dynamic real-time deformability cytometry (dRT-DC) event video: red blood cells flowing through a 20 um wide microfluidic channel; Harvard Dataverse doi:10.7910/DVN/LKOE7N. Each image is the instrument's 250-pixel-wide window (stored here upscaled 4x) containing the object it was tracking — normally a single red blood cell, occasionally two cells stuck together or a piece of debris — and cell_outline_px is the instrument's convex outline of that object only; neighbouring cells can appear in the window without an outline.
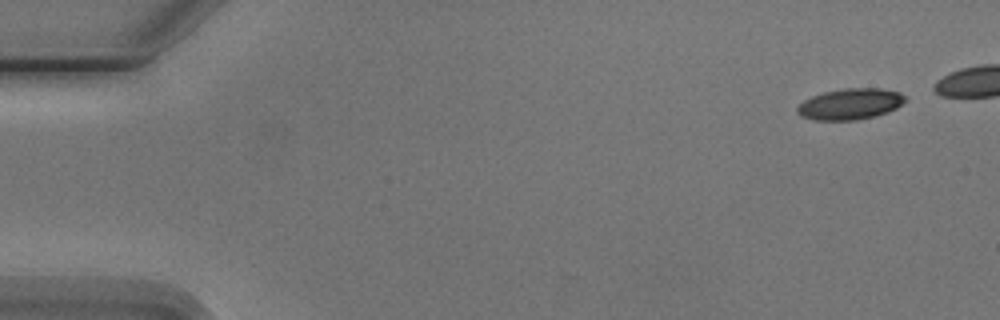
{"species": "Egyptian fruit bat (a non-hibernating species)", "species_latin": "Rousettus aegyptiacus", "temperature_condition": "cold", "stored_images_in_passage": 11, "camera_frame_rate_fps": 3000, "um_per_image_px": 0.085, "animal": {"sex": "male"}, "frame": {"image": 1, "passage_image": 1, "time_ms": 0.0, "image_size_px": [1000, 320], "cell_outline_px": [[904, 100], [896, 108], [872, 116], [856, 120], [816, 120], [800, 116], [796, 112], [796, 108], [804, 100], [812, 96], [824, 92], [844, 88], [880, 88], [900, 92], [904, 96]], "centroid_in_image_um": [72.21, 8.83], "position_along_channel_um": 12.8, "area_um2": 19.25}}
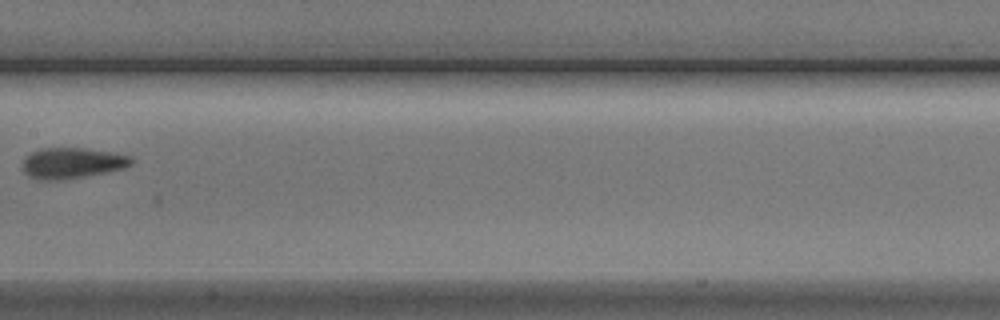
{"frame": {"image": 2, "passage_image": 10, "time_ms": 11.333, "image_size_px": [1000, 320], "cell_outline_px": [[132, 164], [124, 168], [84, 176], [60, 180], [36, 180], [28, 176], [24, 172], [24, 160], [32, 152], [40, 148], [84, 148], [112, 152], [128, 156], [132, 160]], "centroid_in_image_um": [6.1, 13.86], "position_along_channel_um": 201.3, "area_um2": 19.25}}
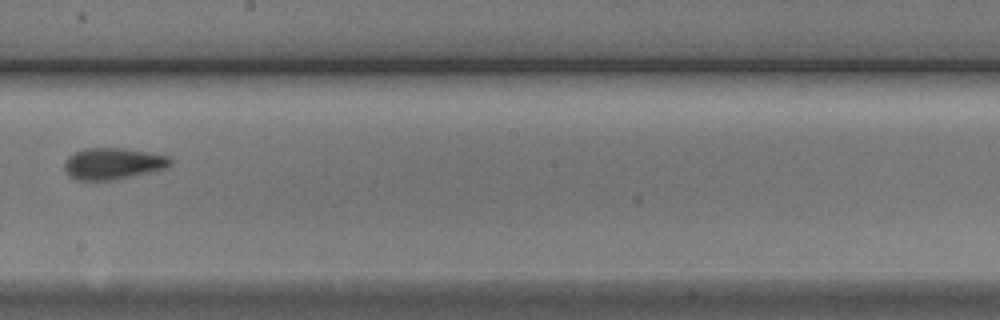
{"frame": {"image": 3, "passage_image": 11, "time_ms": 12.333, "image_size_px": [1000, 320], "cell_outline_px": [[172, 164], [164, 168], [128, 176], [108, 180], [80, 180], [72, 176], [64, 168], [64, 160], [68, 156], [76, 152], [88, 148], [124, 148], [148, 152], [168, 156], [172, 160]], "centroid_in_image_um": [9.59, 13.88], "position_along_channel_um": 238.6, "area_um2": 18.9}}